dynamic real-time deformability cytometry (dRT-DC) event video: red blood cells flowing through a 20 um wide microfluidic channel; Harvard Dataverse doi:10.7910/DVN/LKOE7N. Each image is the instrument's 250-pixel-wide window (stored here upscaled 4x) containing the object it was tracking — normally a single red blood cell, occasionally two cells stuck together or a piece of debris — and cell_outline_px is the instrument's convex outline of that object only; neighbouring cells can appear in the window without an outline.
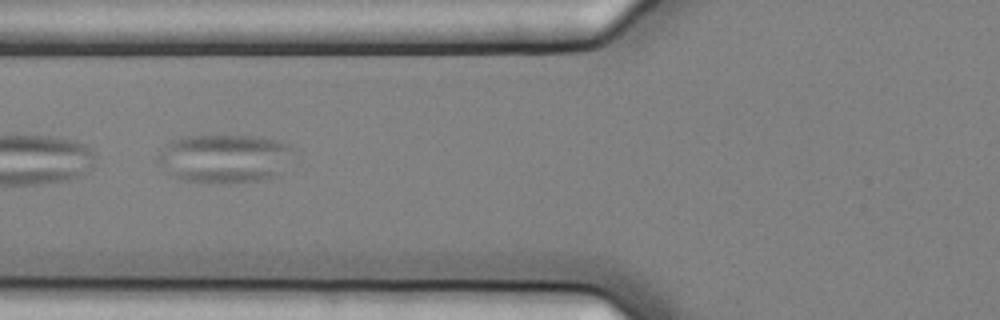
{"species": "common noctule bat (a hibernating species)", "species_latin": "Nyctalus noctula", "temperature_condition": "cold", "stored_images_in_passage": 5, "camera_frame_rate_fps": 3000, "um_per_image_px": 0.085, "animal": {"sex": "female", "body_mass_g": 25.1}, "frame": {"image": 1, "passage_image": 5, "time_ms": 1.333, "image_size_px": [1000, 320], "cell_outline_px": [[292, 148], [276, 176], [264, 180], [212, 184], [184, 180], [172, 176], [156, 160], [164, 144], [180, 136], [264, 136], [280, 140], [288, 144]], "centroid_in_image_um": [19.01, 13.46], "position_along_channel_um": 106.8, "area_um2": 38.32}}